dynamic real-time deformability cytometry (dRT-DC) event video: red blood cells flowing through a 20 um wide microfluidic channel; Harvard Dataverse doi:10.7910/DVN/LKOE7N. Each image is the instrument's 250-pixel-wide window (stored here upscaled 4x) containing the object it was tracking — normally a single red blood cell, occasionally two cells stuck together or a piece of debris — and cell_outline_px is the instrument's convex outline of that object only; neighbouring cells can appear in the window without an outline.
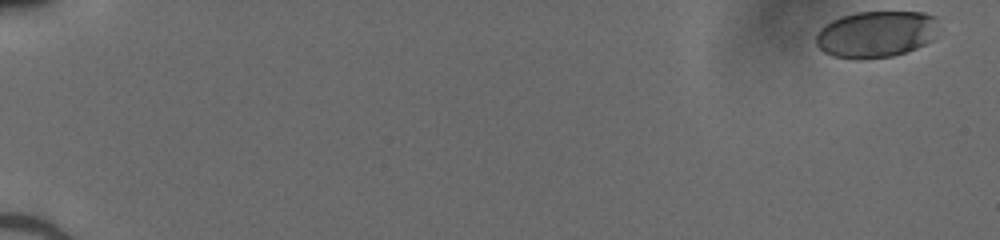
{"species": "human", "species_latin": "Homo sapiens", "temperature_condition": "cold", "stored_images_in_passage": 51, "camera_frame_rate_fps": 3000, "um_per_image_px": 0.085, "donor": {"sex": "male"}, "frame": {"image": 1, "passage_image": 1, "time_ms": 0.0, "image_size_px": [1000, 240], "cell_outline_px": [[932, 40], [916, 48], [892, 56], [860, 60], [856, 60], [832, 56], [824, 52], [816, 44], [816, 32], [820, 28], [832, 20], [840, 16], [856, 12], [924, 12], [932, 16]], "centroid_in_image_um": [74.34, 2.92], "position_along_channel_um": 10.7, "area_um2": 32.89}}
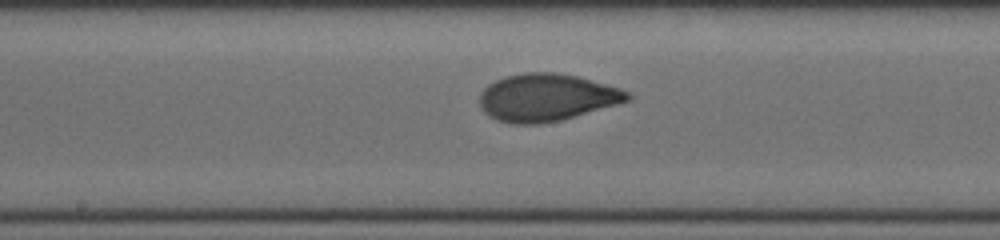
{"frame": {"image": 2, "passage_image": 29, "time_ms": 9.333, "image_size_px": [1000, 240], "cell_outline_px": [[632, 96], [628, 100], [616, 104], [560, 120], [540, 124], [512, 124], [496, 120], [488, 116], [484, 112], [480, 104], [480, 96], [484, 88], [488, 84], [496, 80], [508, 76], [524, 72], [556, 72], [576, 76], [620, 88], [628, 92]], "centroid_in_image_um": [46.42, 8.29], "position_along_channel_um": 201.8, "area_um2": 40.52}}
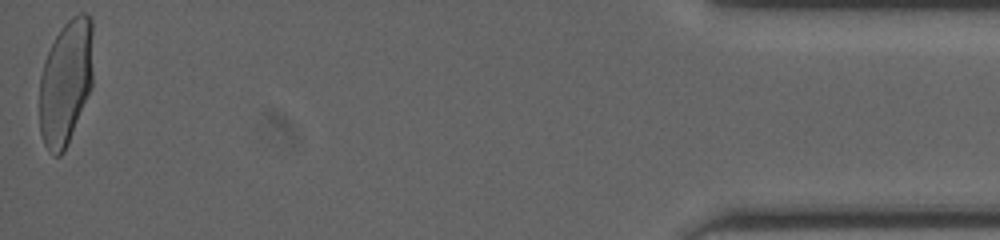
{"frame": {"image": 3, "passage_image": 51, "time_ms": 16.667, "image_size_px": [1000, 240], "cell_outline_px": [[92, 88], [68, 144], [64, 152], [60, 156], [56, 156], [48, 152], [44, 144], [40, 132], [40, 76], [44, 60], [60, 28], [72, 16], [80, 12], [84, 12], [92, 16]], "centroid_in_image_um": [5.6, 7.0], "position_along_channel_um": 429.6, "area_um2": 39.59}}